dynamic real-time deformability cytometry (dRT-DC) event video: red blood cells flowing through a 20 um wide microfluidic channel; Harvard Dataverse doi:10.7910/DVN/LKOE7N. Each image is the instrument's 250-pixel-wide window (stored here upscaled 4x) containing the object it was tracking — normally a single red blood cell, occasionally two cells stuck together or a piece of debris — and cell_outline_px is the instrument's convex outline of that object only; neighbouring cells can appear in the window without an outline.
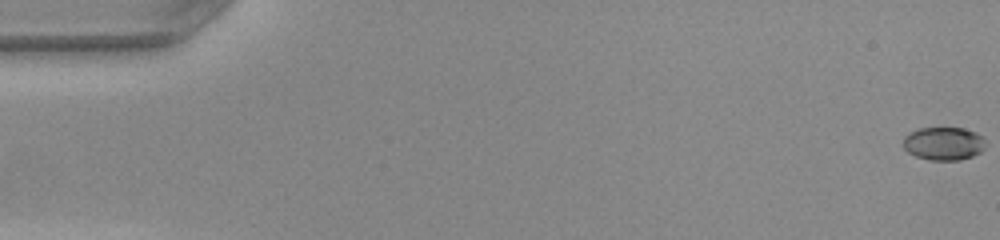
{"species": "common noctule bat (a hibernating species)", "species_latin": "Nyctalus noctula", "temperature_condition": "warm", "stored_images_in_passage": 51, "camera_frame_rate_fps": 3000, "um_per_image_px": 0.085, "animal": {"sex": "female", "body_mass_g": 22.0, "forearm_length_mm": 56.7}, "frame": {"image": 1, "passage_image": 1, "time_ms": 0.0, "image_size_px": [1000, 240], "cell_outline_px": [[984, 148], [980, 152], [972, 156], [960, 160], [932, 160], [916, 156], [908, 152], [904, 148], [904, 136], [908, 132], [920, 128], [964, 128], [980, 136], [984, 140]], "centroid_in_image_um": [80.18, 12.2], "position_along_channel_um": 4.8, "area_um2": 15.72}}
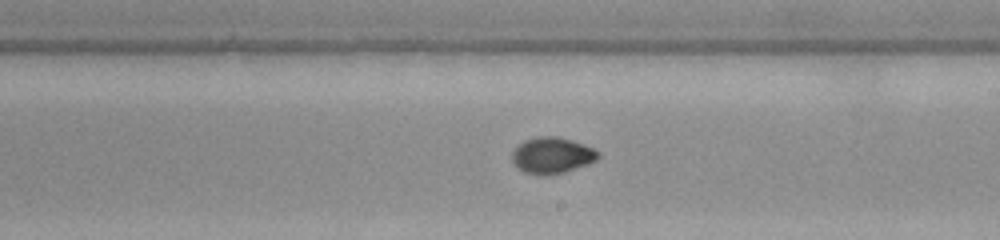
{"frame": {"image": 2, "passage_image": 30, "time_ms": 9.667, "image_size_px": [1000, 240], "cell_outline_px": [[600, 156], [596, 160], [588, 164], [564, 172], [548, 176], [540, 176], [524, 172], [512, 160], [512, 152], [524, 140], [540, 136], [556, 136], [572, 140], [584, 144], [600, 152]], "centroid_in_image_um": [46.94, 13.21], "position_along_channel_um": 242.1, "area_um2": 18.15}}
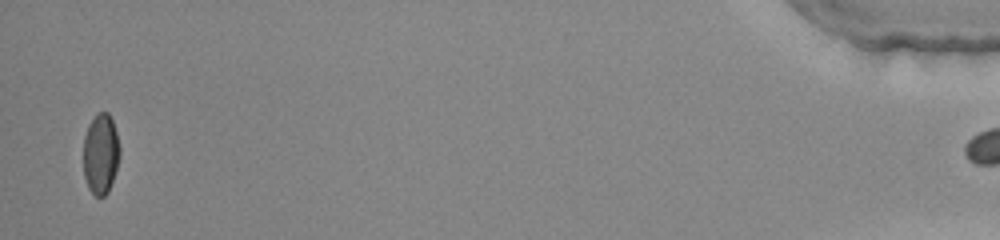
{"frame": {"image": 3, "passage_image": 50, "time_ms": 16.333, "image_size_px": [1000, 240], "cell_outline_px": [[120, 156], [108, 192], [104, 196], [96, 196], [88, 188], [84, 176], [84, 136], [88, 124], [96, 112], [108, 112], [112, 120], [116, 132], [120, 148]], "centroid_in_image_um": [8.55, 13.05], "position_along_channel_um": 426.6, "area_um2": 17.05}, "authors_computed_cell_mechanics": {"area_um2": 17.34, "velocity_mm_per_s": 4.1384, "shape_relaxation_time_tau1_ms": 4.4137, "shape_relaxation_time_tau2_ms": 1.2059, "deformation_change_tau1": 0.1757, "deformation_change_tau2": 0.0313}}